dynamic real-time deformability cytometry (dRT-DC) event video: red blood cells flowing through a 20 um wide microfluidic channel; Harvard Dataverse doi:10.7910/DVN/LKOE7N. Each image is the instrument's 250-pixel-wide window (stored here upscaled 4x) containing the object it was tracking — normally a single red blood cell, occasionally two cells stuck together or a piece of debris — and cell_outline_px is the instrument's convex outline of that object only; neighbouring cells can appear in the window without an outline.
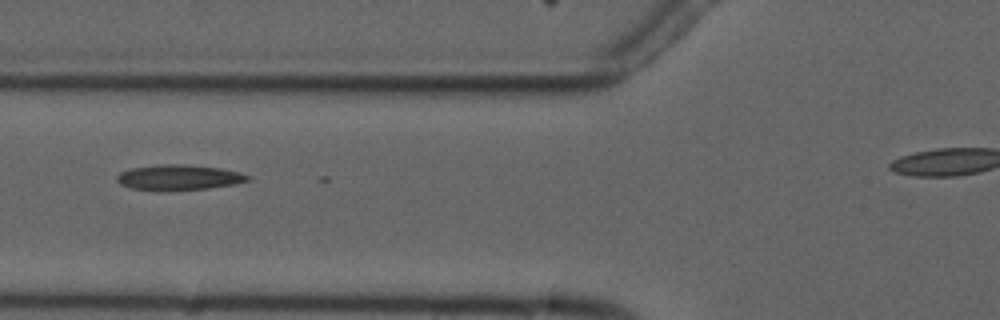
{"species": "common noctule bat (a hibernating species)", "species_latin": "Nyctalus noctula", "temperature_condition": "cold", "stored_images_in_passage": 8, "camera_frame_rate_fps": 3000, "um_per_image_px": 0.085, "animal": {"sex": "male", "forearm_length_mm": 52.5}, "frame": {"image": 1, "passage_image": 7, "time_ms": 7.0, "image_size_px": [1000, 320], "cell_outline_px": [[252, 180], [236, 184], [208, 188], [164, 192], [156, 192], [128, 188], [120, 184], [116, 180], [116, 176], [120, 172], [132, 168], [160, 164], [184, 164], [220, 168], [240, 172], [252, 176]], "centroid_in_image_um": [15.19, 15.1], "position_along_channel_um": 110.6, "area_um2": 20.0}}